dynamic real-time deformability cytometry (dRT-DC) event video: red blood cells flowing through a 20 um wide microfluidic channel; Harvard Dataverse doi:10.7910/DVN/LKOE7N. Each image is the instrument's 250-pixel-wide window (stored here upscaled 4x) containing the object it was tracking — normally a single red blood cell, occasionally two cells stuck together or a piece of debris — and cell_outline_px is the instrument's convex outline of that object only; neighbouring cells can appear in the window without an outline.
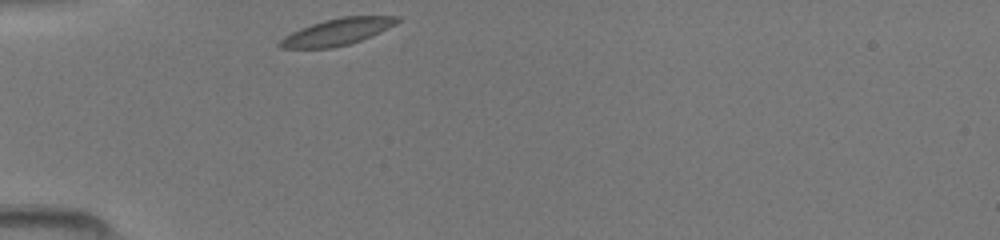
{"species": "common noctule bat (a hibernating species)", "species_latin": "Nyctalus noctula", "temperature_condition": "room temperature", "stored_images_in_passage": 28, "camera_frame_rate_fps": 3000, "um_per_image_px": 0.085, "animal": {"sex": "female", "body_mass_g": 19.5, "forearm_length_mm": 54.1}, "frame": {"image": 1, "passage_image": 1, "time_ms": 0.0, "image_size_px": [1000, 240], "cell_outline_px": [[400, 20], [396, 24], [372, 36], [348, 44], [332, 48], [280, 48], [276, 44], [284, 36], [300, 28], [324, 20], [340, 16], [400, 16]], "centroid_in_image_um": [28.66, 2.7], "position_along_channel_um": 56.3, "area_um2": 18.26}}
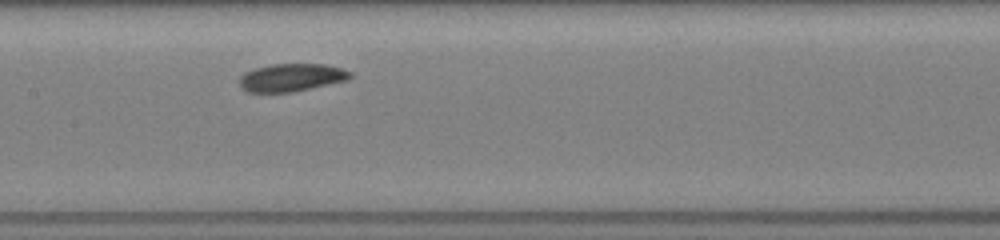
{"frame": {"image": 2, "passage_image": 11, "time_ms": 3.333, "image_size_px": [1000, 240], "cell_outline_px": [[352, 76], [348, 80], [292, 92], [248, 92], [240, 88], [240, 76], [244, 72], [256, 68], [272, 64], [328, 64], [352, 72]], "centroid_in_image_um": [24.77, 6.58], "position_along_channel_um": 182.6, "area_um2": 17.98}}
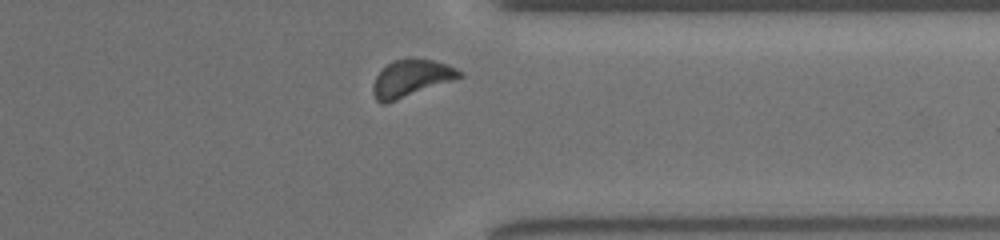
{"frame": {"image": 3, "passage_image": 25, "time_ms": 8.0, "image_size_px": [1000, 240], "cell_outline_px": [[464, 76], [456, 80], [384, 104], [380, 104], [376, 100], [372, 92], [372, 84], [376, 76], [392, 60], [408, 56], [436, 60], [448, 64], [464, 72]], "centroid_in_image_um": [34.99, 6.62], "position_along_channel_um": 376.4, "area_um2": 19.25}}